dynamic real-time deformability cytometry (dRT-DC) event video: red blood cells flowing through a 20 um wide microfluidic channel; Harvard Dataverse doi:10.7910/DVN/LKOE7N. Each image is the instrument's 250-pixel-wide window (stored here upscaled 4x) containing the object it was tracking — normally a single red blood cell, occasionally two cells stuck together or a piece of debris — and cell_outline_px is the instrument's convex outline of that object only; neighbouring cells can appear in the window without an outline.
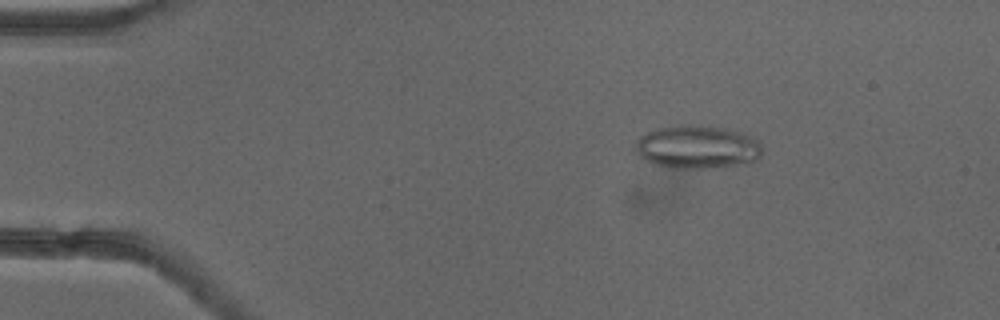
{"species": "common noctule bat (a hibernating species)", "species_latin": "Nyctalus noctula", "temperature_condition": "cold", "stored_images_in_passage": 53, "camera_frame_rate_fps": 3000, "um_per_image_px": 0.085, "animal": {"sex": "female"}, "frame": {"image": 1, "passage_image": 9, "time_ms": 2.667, "image_size_px": [1000, 320], "cell_outline_px": [[760, 156], [756, 160], [736, 164], [708, 168], [676, 168], [656, 164], [640, 156], [636, 148], [636, 144], [640, 136], [656, 128], [676, 124], [692, 124], [724, 128], [740, 132], [756, 140], [760, 144]], "centroid_in_image_um": [59.24, 12.47], "position_along_channel_um": 25.8, "area_um2": 31.44}}
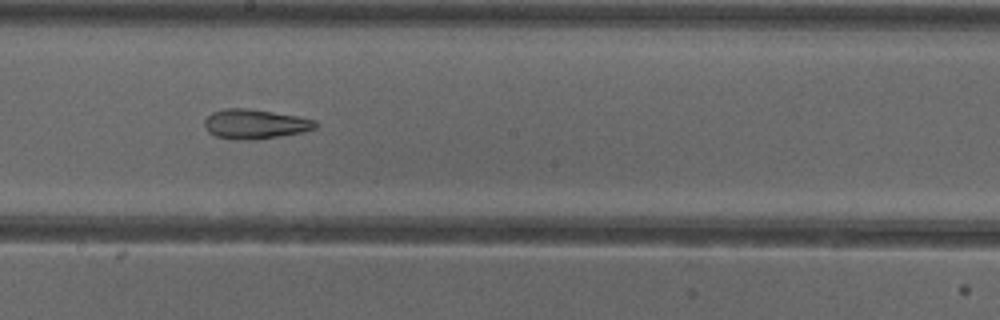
{"frame": {"image": 2, "passage_image": 30, "time_ms": 9.667, "image_size_px": [1000, 320], "cell_outline_px": [[320, 124], [316, 128], [300, 132], [280, 136], [252, 140], [240, 140], [216, 136], [208, 132], [204, 128], [204, 120], [212, 112], [228, 108], [248, 108], [300, 116], [316, 120]], "centroid_in_image_um": [21.69, 10.54], "position_along_channel_um": 226.5, "area_um2": 19.25}}
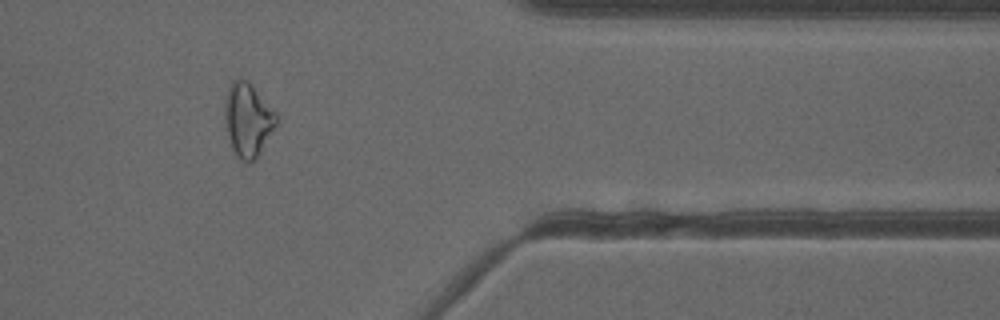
{"frame": {"image": 3, "passage_image": 44, "time_ms": 14.333, "image_size_px": [1000, 320], "cell_outline_px": [[276, 124], [256, 160], [252, 164], [248, 164], [240, 160], [236, 156], [232, 148], [224, 128], [224, 100], [228, 88], [232, 80], [248, 80], [276, 112]], "centroid_in_image_um": [21.03, 10.22], "position_along_channel_um": 390.4, "area_um2": 22.43}, "authors_computed_cell_mechanics": {"area_um2": 23.409, "velocity_mm_per_s": 3.9235, "shape_relaxation_time_tau1_ms": null, "shape_relaxation_time_tau2_ms": 2.9616, "deformation_change_tau1": null, "deformation_change_tau2": 0.1172}}